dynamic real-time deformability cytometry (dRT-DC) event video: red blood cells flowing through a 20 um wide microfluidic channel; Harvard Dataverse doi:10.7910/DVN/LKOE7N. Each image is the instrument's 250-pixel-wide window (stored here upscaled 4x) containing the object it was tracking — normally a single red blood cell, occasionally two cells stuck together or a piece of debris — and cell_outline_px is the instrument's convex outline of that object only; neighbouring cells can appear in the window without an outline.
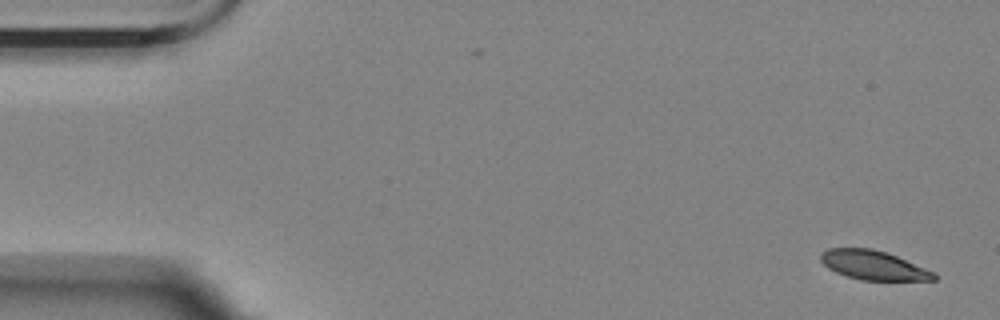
{"species": "Egyptian fruit bat (a non-hibernating species)", "species_latin": "Rousettus aegyptiacus", "temperature_condition": "room temperature", "stored_images_in_passage": 5, "camera_frame_rate_fps": 3000, "um_per_image_px": 0.085, "animal": {"sex": "female"}, "frame": {"image": 1, "passage_image": 1, "time_ms": 0.0, "image_size_px": [1000, 320], "cell_outline_px": [[936, 280], [860, 280], [836, 272], [828, 268], [820, 260], [820, 252], [828, 248], [872, 248], [896, 256], [936, 272]], "centroid_in_image_um": [74.23, 22.54], "position_along_channel_um": 10.8, "area_um2": 19.19}}
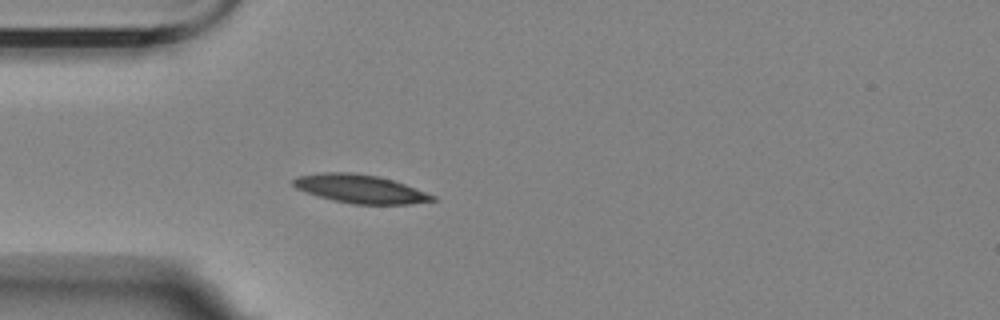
{"frame": {"image": 2, "passage_image": 5, "time_ms": 4.667, "image_size_px": [1000, 320], "cell_outline_px": [[436, 200], [412, 204], [352, 204], [332, 200], [296, 188], [292, 184], [292, 180], [296, 176], [324, 172], [352, 172], [376, 176], [392, 180], [404, 184], [436, 196]], "centroid_in_image_um": [30.61, 16.05], "position_along_channel_um": 54.4, "area_um2": 22.89}}